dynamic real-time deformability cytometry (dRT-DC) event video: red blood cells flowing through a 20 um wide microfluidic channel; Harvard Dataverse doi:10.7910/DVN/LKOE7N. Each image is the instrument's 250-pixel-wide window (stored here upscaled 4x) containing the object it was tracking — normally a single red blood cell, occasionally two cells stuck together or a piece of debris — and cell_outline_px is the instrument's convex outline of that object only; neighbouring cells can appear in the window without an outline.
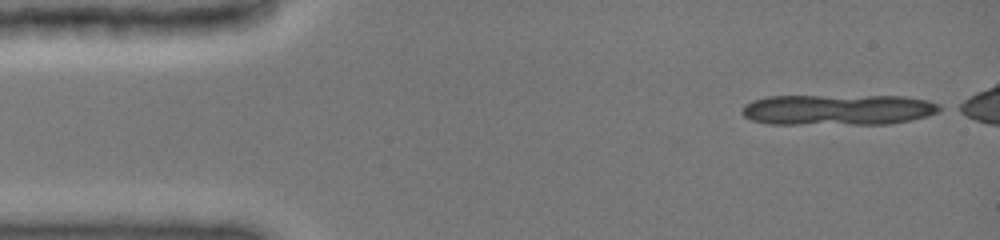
{"species": "common noctule bat (a hibernating species)", "species_latin": "Nyctalus noctula", "temperature_condition": "cold", "stored_images_in_passage": 8, "camera_frame_rate_fps": 3000, "um_per_image_px": 0.085, "animal": {"sex": "female", "body_mass_g": 19.0, "forearm_length_mm": 51.5}, "frame": {"image": 1, "passage_image": 1, "time_ms": 0.0, "image_size_px": [1000, 240], "cell_outline_px": [[944, 108], [928, 116], [888, 124], [768, 124], [752, 120], [744, 116], [740, 112], [740, 108], [744, 104], [752, 100], [768, 96], [904, 96], [928, 100], [940, 104]], "centroid_in_image_um": [71.2, 9.32], "position_along_channel_um": 13.8, "area_um2": 35.84}}